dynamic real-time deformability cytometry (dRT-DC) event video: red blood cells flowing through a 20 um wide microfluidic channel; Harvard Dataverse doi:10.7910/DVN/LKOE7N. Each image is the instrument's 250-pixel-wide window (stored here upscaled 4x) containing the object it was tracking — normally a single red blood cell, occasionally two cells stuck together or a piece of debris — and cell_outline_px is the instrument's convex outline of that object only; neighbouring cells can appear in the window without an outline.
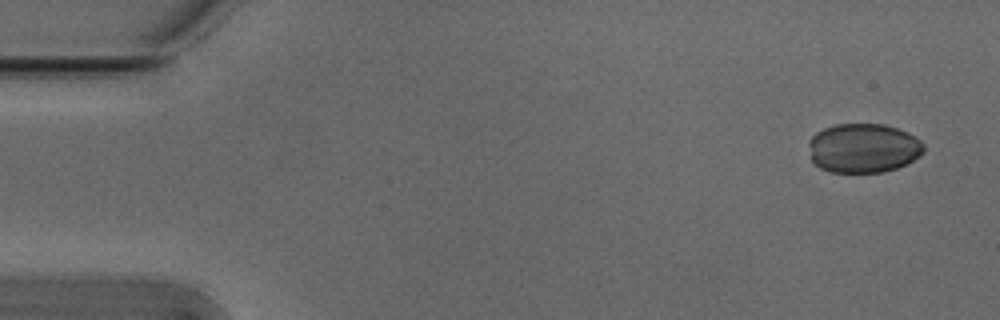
{"species": "Egyptian fruit bat (a non-hibernating species)", "species_latin": "Rousettus aegyptiacus", "temperature_condition": "cold", "stored_images_in_passage": 5, "camera_frame_rate_fps": 3000, "um_per_image_px": 0.085, "animal": {"sex": "male"}, "frame": {"image": 1, "passage_image": 1, "time_ms": 0.0, "image_size_px": [1000, 320], "cell_outline_px": [[924, 152], [920, 156], [908, 164], [896, 168], [880, 172], [832, 172], [820, 168], [812, 160], [808, 144], [808, 140], [816, 132], [824, 128], [836, 124], [884, 124], [908, 132], [920, 140], [924, 144]], "centroid_in_image_um": [73.39, 12.58], "position_along_channel_um": 11.6, "area_um2": 33.23}}
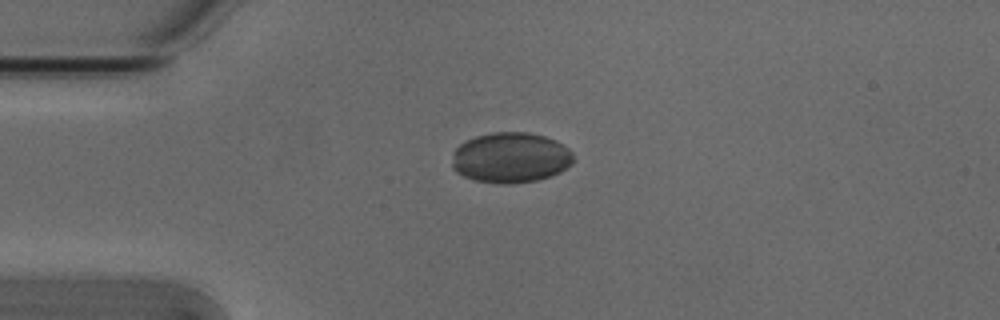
{"frame": {"image": 2, "passage_image": 4, "time_ms": 1.0, "image_size_px": [1000, 320], "cell_outline_px": [[576, 160], [572, 164], [560, 172], [536, 180], [512, 184], [496, 184], [476, 180], [464, 176], [456, 172], [452, 168], [452, 164], [456, 148], [460, 144], [476, 136], [492, 132], [528, 132], [544, 136], [556, 140], [568, 148], [572, 152]], "centroid_in_image_um": [43.43, 13.4], "position_along_channel_um": 41.6, "area_um2": 35.78}}